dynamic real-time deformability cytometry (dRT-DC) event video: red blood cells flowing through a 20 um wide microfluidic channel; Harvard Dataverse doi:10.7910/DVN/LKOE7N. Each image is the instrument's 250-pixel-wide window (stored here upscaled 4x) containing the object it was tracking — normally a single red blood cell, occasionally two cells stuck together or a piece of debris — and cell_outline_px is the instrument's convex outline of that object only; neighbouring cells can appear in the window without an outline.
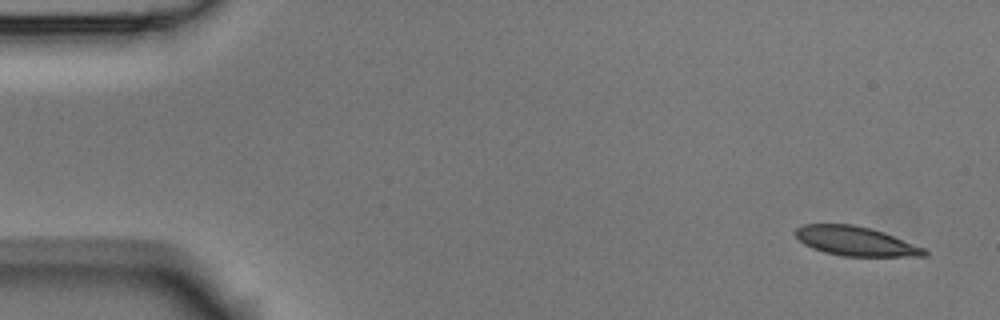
{"species": "Egyptian fruit bat (a non-hibernating species)", "species_latin": "Rousettus aegyptiacus", "temperature_condition": "room temperature", "stored_images_in_passage": 5, "camera_frame_rate_fps": 3000, "um_per_image_px": 0.085, "animal": {"sex": "male"}, "frame": {"image": 1, "passage_image": 1, "time_ms": 0.0, "image_size_px": [1000, 320], "cell_outline_px": [[928, 256], [844, 256], [824, 252], [812, 248], [804, 244], [792, 232], [796, 228], [804, 224], [852, 224], [872, 228], [884, 232], [924, 248], [928, 252]], "centroid_in_image_um": [72.7, 20.49], "position_along_channel_um": 12.3, "area_um2": 22.02}}
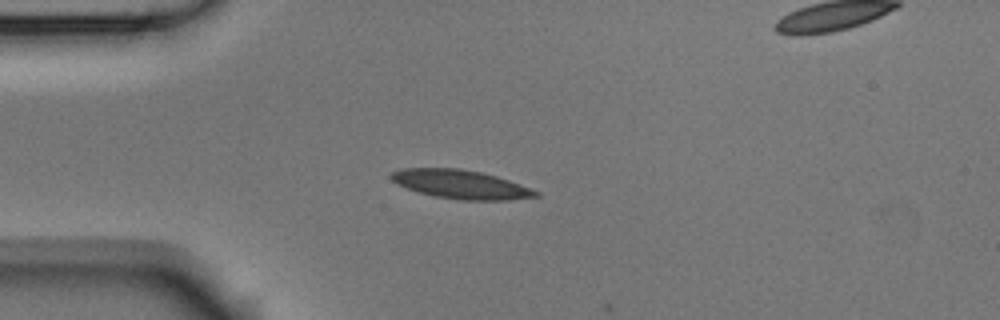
{"frame": {"image": 2, "passage_image": 4, "time_ms": 1.0, "image_size_px": [1000, 320], "cell_outline_px": [[540, 196], [508, 200], [460, 200], [436, 196], [420, 192], [396, 184], [388, 176], [392, 172], [404, 168], [460, 168], [480, 172], [496, 176], [508, 180], [540, 192]], "centroid_in_image_um": [39.16, 15.67], "position_along_channel_um": 45.8, "area_um2": 24.04}}